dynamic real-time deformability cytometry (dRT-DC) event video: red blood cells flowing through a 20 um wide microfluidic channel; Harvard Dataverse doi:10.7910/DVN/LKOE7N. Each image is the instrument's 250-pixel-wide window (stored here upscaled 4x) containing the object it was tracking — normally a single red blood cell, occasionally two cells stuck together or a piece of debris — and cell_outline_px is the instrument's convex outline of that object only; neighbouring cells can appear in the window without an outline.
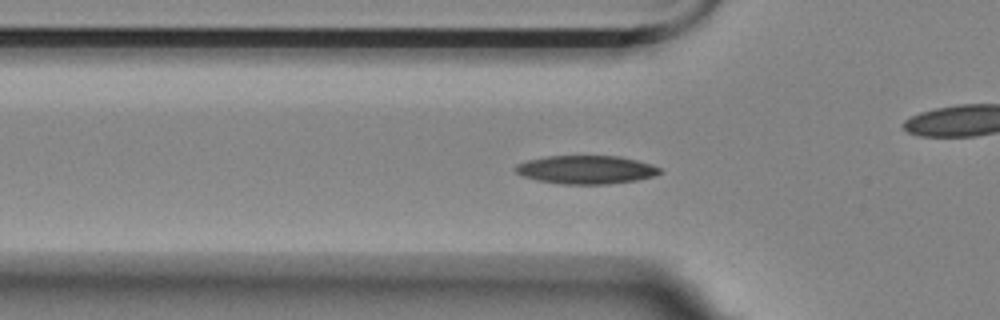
{"species": "Egyptian fruit bat (a non-hibernating species)", "species_latin": "Rousettus aegyptiacus", "temperature_condition": "room temperature", "stored_images_in_passage": 44, "camera_frame_rate_fps": 3000, "um_per_image_px": 0.085, "animal": {"sex": "female"}, "frame": {"image": 1, "passage_image": 5, "time_ms": 1.333, "image_size_px": [1000, 320], "cell_outline_px": [[664, 172], [656, 176], [636, 180], [608, 184], [564, 184], [536, 180], [524, 176], [516, 172], [512, 168], [516, 164], [528, 160], [548, 156], [620, 156], [652, 164], [660, 168]], "centroid_in_image_um": [49.84, 14.42], "position_along_channel_um": 76.0, "area_um2": 23.99}}
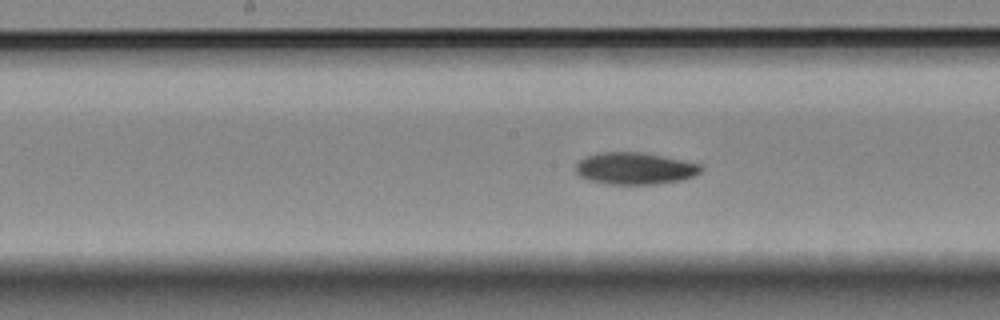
{"frame": {"image": 2, "passage_image": 15, "time_ms": 4.667, "image_size_px": [1000, 320], "cell_outline_px": [[704, 168], [700, 172], [684, 180], [656, 184], [608, 184], [588, 180], [580, 176], [576, 172], [576, 164], [584, 156], [600, 152], [644, 152], [704, 164]], "centroid_in_image_um": [54.0, 14.31], "position_along_channel_um": 194.2, "area_um2": 23.64}}
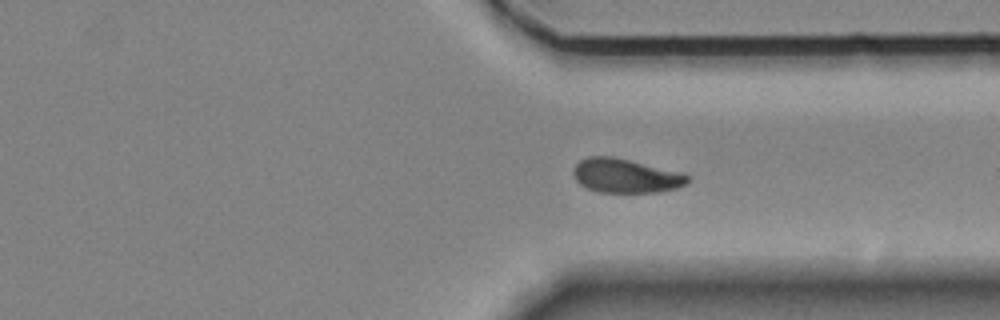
{"frame": {"image": 3, "passage_image": 29, "time_ms": 9.333, "image_size_px": [1000, 320], "cell_outline_px": [[688, 184], [676, 188], [660, 192], [600, 192], [588, 188], [580, 184], [576, 180], [572, 172], [576, 164], [580, 160], [588, 156], [612, 156], [684, 172], [688, 176]], "centroid_in_image_um": [53.2, 14.93], "position_along_channel_um": 358.2, "area_um2": 22.83}, "authors_computed_cell_mechanics": {"area_um2": 23.0911, "velocity_mm_per_s": 3.515, "shape_relaxation_time_tau1_ms": 5.3372, "shape_relaxation_time_tau2_ms": 5.8082, "deformation_change_tau1": 0.1367, "deformation_change_tau2": 0.0873}}